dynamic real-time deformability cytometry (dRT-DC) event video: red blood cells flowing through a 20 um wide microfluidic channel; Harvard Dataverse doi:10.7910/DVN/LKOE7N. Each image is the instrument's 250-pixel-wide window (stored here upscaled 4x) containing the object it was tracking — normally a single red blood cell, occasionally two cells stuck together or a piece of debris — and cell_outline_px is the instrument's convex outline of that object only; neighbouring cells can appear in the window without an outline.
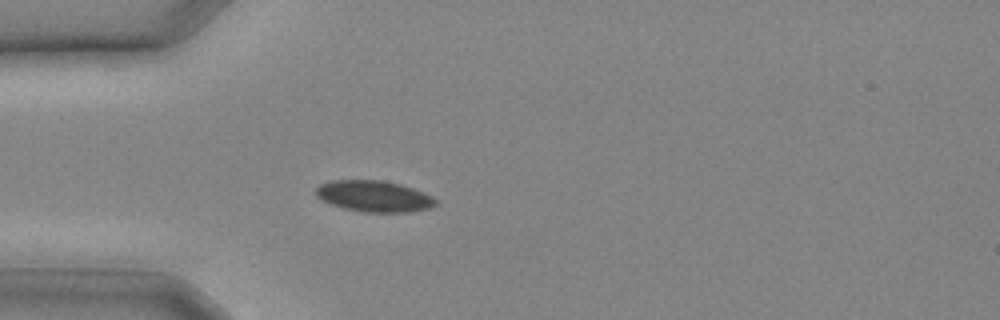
{"species": "common noctule bat (a hibernating species)", "species_latin": "Nyctalus noctula", "temperature_condition": "cold", "stored_images_in_passage": 20, "camera_frame_rate_fps": 3000, "um_per_image_px": 0.085, "animal": {"sex": "male", "body_mass_g": 20.4}, "frame": {"image": 1, "passage_image": 2, "time_ms": 0.333, "image_size_px": [1000, 320], "cell_outline_px": [[436, 204], [428, 208], [408, 212], [364, 212], [344, 208], [332, 204], [316, 196], [316, 188], [320, 184], [332, 180], [384, 180], [400, 184], [412, 188], [432, 196], [436, 200]], "centroid_in_image_um": [31.78, 16.67], "position_along_channel_um": 53.2, "area_um2": 21.56}}
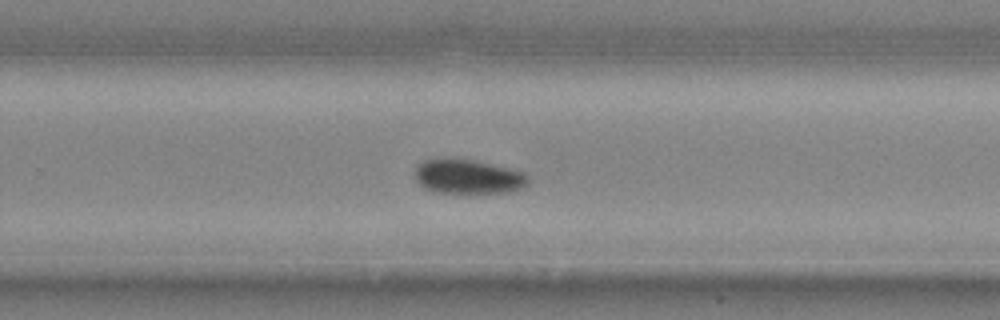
{"frame": {"image": 2, "passage_image": 12, "time_ms": 3.667, "image_size_px": [1000, 320], "cell_outline_px": [[528, 184], [512, 192], [436, 192], [420, 184], [416, 176], [416, 168], [424, 160], [476, 160], [524, 172], [528, 176]], "centroid_in_image_um": [39.86, 15.02], "position_along_channel_um": 289.9, "area_um2": 21.91}}
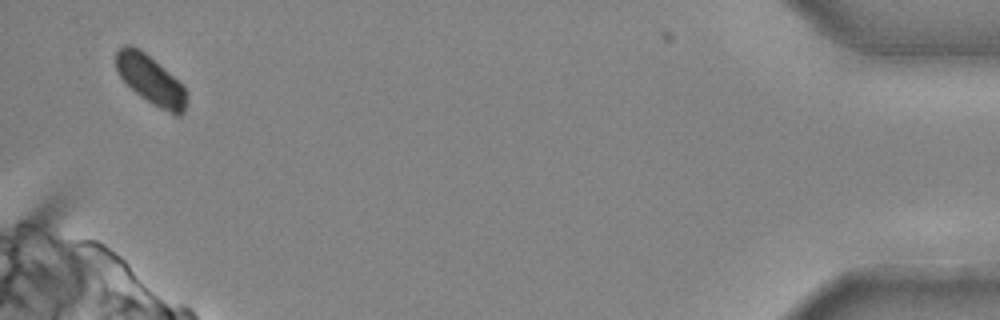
{"frame": {"image": 3, "passage_image": 20, "time_ms": 6.333, "image_size_px": [1000, 320], "cell_outline_px": [[184, 112], [180, 116], [176, 116], [152, 104], [140, 96], [120, 76], [116, 68], [116, 52], [124, 44], [128, 44], [144, 52], [172, 76], [184, 88]], "centroid_in_image_um": [12.76, 6.79], "position_along_channel_um": 422.4, "area_um2": 19.25}}